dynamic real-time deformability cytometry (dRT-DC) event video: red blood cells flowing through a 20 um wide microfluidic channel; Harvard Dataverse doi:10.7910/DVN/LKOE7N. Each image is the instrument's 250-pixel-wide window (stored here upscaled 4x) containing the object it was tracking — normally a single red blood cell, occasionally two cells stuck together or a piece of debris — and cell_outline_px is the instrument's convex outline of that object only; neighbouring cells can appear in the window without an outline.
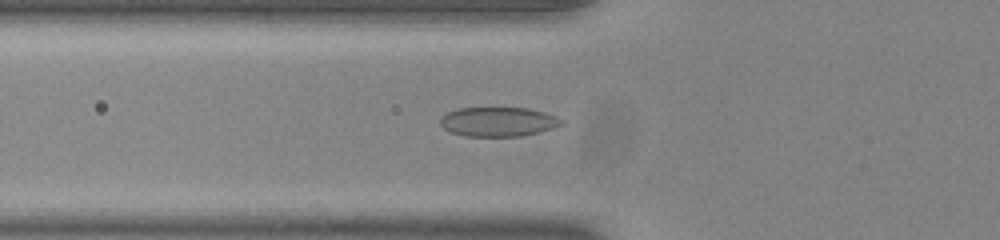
{"species": "common noctule bat (a hibernating species)", "species_latin": "Nyctalus noctula", "temperature_condition": "room temperature", "stored_images_in_passage": 41, "camera_frame_rate_fps": 3000, "um_per_image_px": 0.085, "animal": {"sex": "male", "body_mass_g": 20.0, "forearm_length_mm": 53.3}, "frame": {"image": 1, "passage_image": 8, "time_ms": 2.333, "image_size_px": [1000, 240], "cell_outline_px": [[564, 124], [540, 132], [520, 136], [464, 136], [452, 132], [444, 128], [440, 124], [440, 120], [448, 112], [456, 108], [528, 108], [544, 112], [556, 116], [564, 120]], "centroid_in_image_um": [42.38, 10.35], "position_along_channel_um": 83.4, "area_um2": 20.69}}
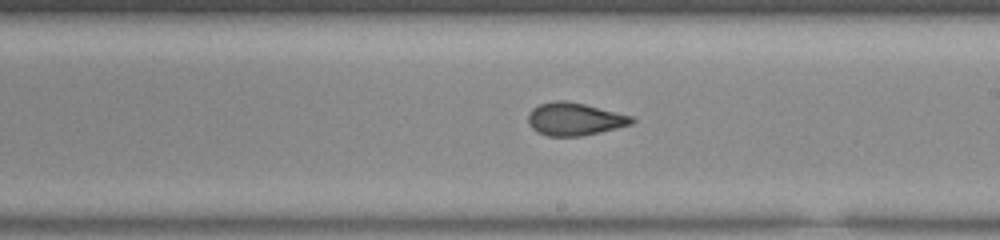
{"frame": {"image": 2, "passage_image": 20, "time_ms": 6.333, "image_size_px": [1000, 240], "cell_outline_px": [[636, 120], [632, 124], [600, 132], [580, 136], [548, 136], [536, 132], [528, 124], [528, 112], [532, 108], [540, 104], [556, 100], [564, 100], [584, 104], [636, 116]], "centroid_in_image_um": [48.85, 10.12], "position_along_channel_um": 240.1, "area_um2": 20.0}}
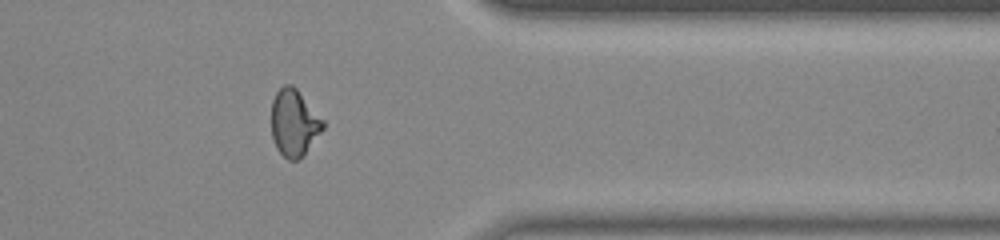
{"frame": {"image": 3, "passage_image": 32, "time_ms": 10.333, "image_size_px": [1000, 240], "cell_outline_px": [[324, 128], [304, 152], [296, 160], [288, 160], [276, 148], [272, 136], [272, 100], [276, 92], [284, 84], [292, 84], [296, 88], [324, 120]], "centroid_in_image_um": [24.98, 10.4], "position_along_channel_um": 386.4, "area_um2": 19.71}, "authors_computed_cell_mechanics": {"area_um2": 19.8832, "velocity_mm_per_s": 3.9008, "shape_relaxation_time_tau1_ms": 7.2669, "shape_relaxation_time_tau2_ms": 1.004, "deformation_change_tau1": 0.1646, "deformation_change_tau2": 0.065}}